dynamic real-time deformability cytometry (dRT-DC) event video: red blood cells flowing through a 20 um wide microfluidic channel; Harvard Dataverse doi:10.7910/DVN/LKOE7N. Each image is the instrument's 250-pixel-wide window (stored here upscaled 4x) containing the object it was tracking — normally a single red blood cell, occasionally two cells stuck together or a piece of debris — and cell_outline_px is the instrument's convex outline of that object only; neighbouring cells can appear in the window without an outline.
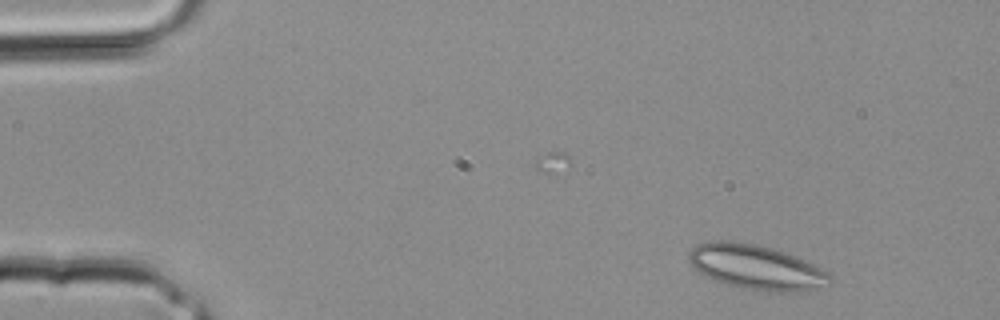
{"species": "common noctule bat (a hibernating species)", "species_latin": "Nyctalus noctula", "temperature_condition": "room temperature", "stored_images_in_passage": 3, "camera_frame_rate_fps": 3000, "um_per_image_px": 0.085, "animal": {"sex": "male", "body_mass_g": 20.4}, "frame": {"image": 1, "passage_image": 1, "time_ms": 0.0, "image_size_px": [1000, 320], "cell_outline_px": [[832, 280], [824, 288], [800, 292], [768, 292], [744, 288], [728, 284], [716, 280], [692, 268], [688, 260], [688, 252], [696, 244], [712, 240], [732, 240], [756, 244], [772, 248], [796, 256], [828, 272], [832, 276]], "centroid_in_image_um": [64.29, 22.71], "position_along_channel_um": 20.7, "area_um2": 37.11}}